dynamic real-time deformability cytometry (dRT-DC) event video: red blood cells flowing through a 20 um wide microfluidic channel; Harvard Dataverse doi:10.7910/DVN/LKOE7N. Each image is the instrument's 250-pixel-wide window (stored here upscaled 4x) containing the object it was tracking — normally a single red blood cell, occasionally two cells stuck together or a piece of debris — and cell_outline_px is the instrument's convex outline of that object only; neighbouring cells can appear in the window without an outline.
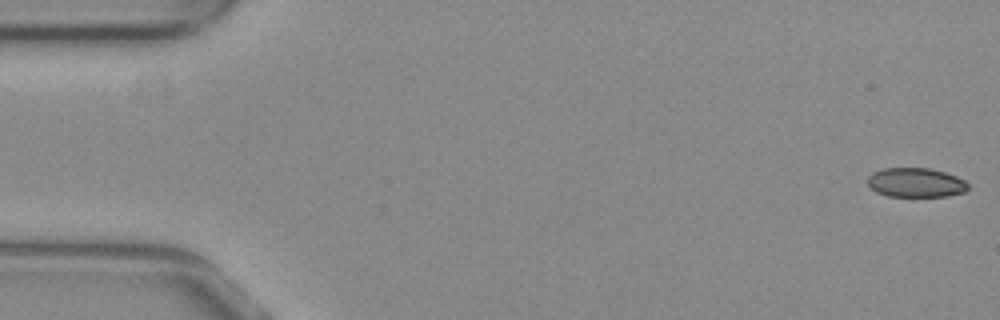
{"species": "common noctule bat (a hibernating species)", "species_latin": "Nyctalus noctula", "temperature_condition": "warm", "stored_images_in_passage": 53, "camera_frame_rate_fps": 3000, "um_per_image_px": 0.085, "animal": {"sex": "female", "body_mass_g": 29.2, "forearm_length_mm": 56.3}, "frame": {"image": 1, "passage_image": 1, "time_ms": 0.0, "image_size_px": [1000, 320], "cell_outline_px": [[968, 188], [964, 192], [948, 196], [888, 196], [876, 192], [868, 184], [868, 176], [872, 172], [880, 168], [928, 168], [944, 172], [956, 176], [964, 180], [968, 184]], "centroid_in_image_um": [77.82, 15.51], "position_along_channel_um": 7.2, "area_um2": 17.17}}
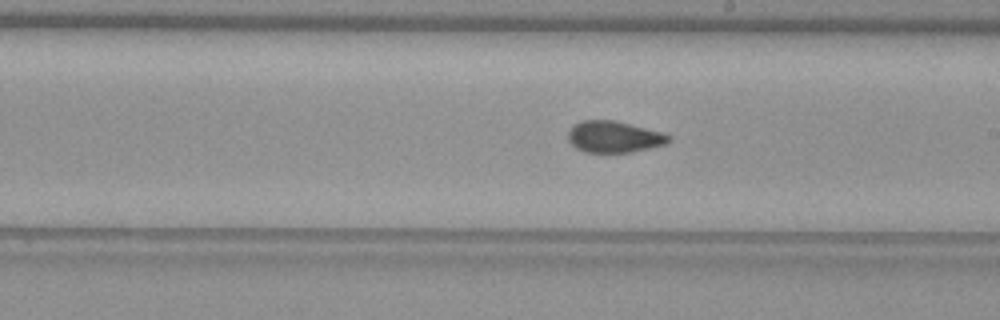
{"frame": {"image": 2, "passage_image": 30, "time_ms": 9.667, "image_size_px": [1000, 320], "cell_outline_px": [[672, 140], [664, 144], [632, 152], [584, 152], [576, 148], [568, 140], [568, 132], [572, 124], [580, 120], [616, 120], [664, 132], [672, 136]], "centroid_in_image_um": [52.19, 11.61], "position_along_channel_um": 236.8, "area_um2": 18.73}}
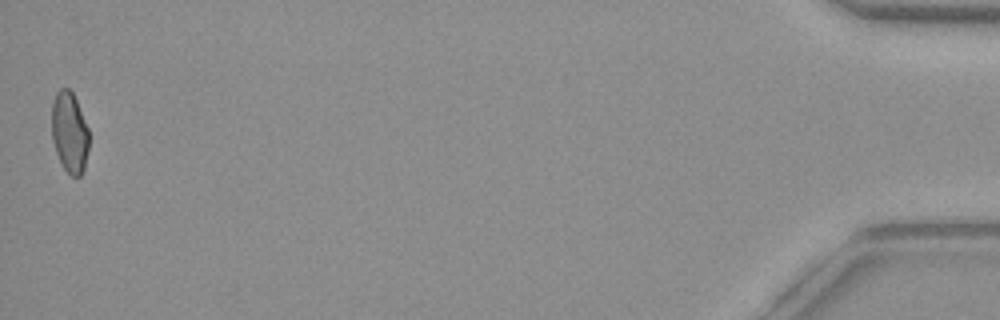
{"frame": {"image": 3, "passage_image": 53, "time_ms": 17.333, "image_size_px": [1000, 320], "cell_outline_px": [[88, 152], [84, 168], [80, 176], [72, 176], [64, 168], [56, 152], [52, 140], [52, 100], [56, 92], [60, 88], [68, 88], [72, 92], [76, 100], [88, 128]], "centroid_in_image_um": [5.9, 11.23], "position_along_channel_um": 429.3, "area_um2": 17.46}, "authors_computed_cell_mechanics": {"area_um2": 18.496, "velocity_mm_per_s": 3.8645, "shape_relaxation_time_tau1_ms": null, "shape_relaxation_time_tau2_ms": 1.2933, "deformation_change_tau1": null, "deformation_change_tau2": 0.0351}}